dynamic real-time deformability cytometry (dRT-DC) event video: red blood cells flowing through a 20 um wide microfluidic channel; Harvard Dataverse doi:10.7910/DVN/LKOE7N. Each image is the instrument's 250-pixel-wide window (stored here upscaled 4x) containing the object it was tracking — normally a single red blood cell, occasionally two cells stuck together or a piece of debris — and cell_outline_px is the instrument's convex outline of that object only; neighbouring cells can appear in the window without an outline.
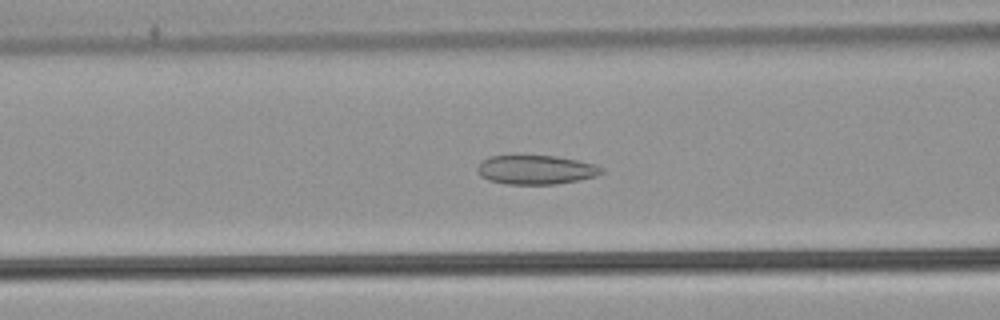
{"species": "common noctule bat (a hibernating species)", "species_latin": "Nyctalus noctula", "temperature_condition": "warm", "stored_images_in_passage": 55, "camera_frame_rate_fps": 3000, "um_per_image_px": 0.085, "animal": {"sex": "male", "body_mass_g": 21.5, "forearm_length_mm": 52.0}, "frame": {"image": 1, "passage_image": 23, "time_ms": 7.333, "image_size_px": [1000, 320], "cell_outline_px": [[604, 172], [596, 176], [580, 180], [556, 184], [508, 184], [488, 180], [480, 176], [476, 168], [488, 156], [556, 156], [596, 164], [604, 168]], "centroid_in_image_um": [45.58, 14.43], "position_along_channel_um": 121.0, "area_um2": 21.04}}
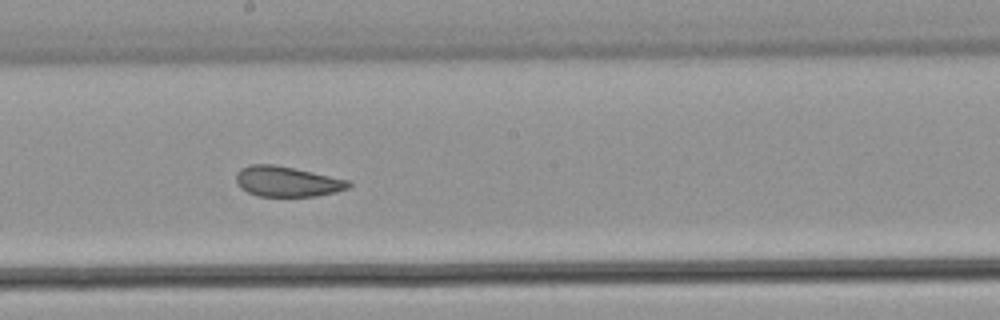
{"frame": {"image": 2, "passage_image": 31, "time_ms": 10.0, "image_size_px": [1000, 320], "cell_outline_px": [[352, 184], [348, 188], [336, 192], [316, 196], [256, 196], [240, 188], [236, 184], [236, 172], [240, 168], [248, 164], [272, 164], [352, 180]], "centroid_in_image_um": [24.39, 15.43], "position_along_channel_um": 223.8, "area_um2": 20.06}}
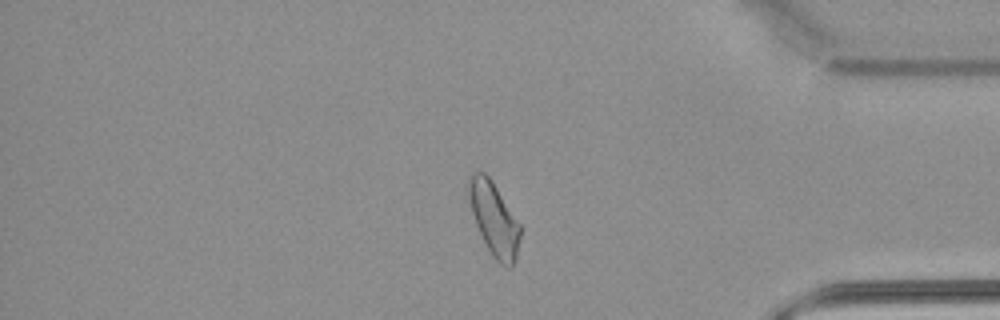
{"frame": {"image": 3, "passage_image": 46, "time_ms": 15.0, "image_size_px": [1000, 320], "cell_outline_px": [[520, 236], [516, 260], [512, 268], [508, 268], [500, 264], [492, 256], [476, 224], [472, 212], [468, 196], [468, 180], [472, 172], [484, 172], [488, 176], [520, 224]], "centroid_in_image_um": [42.0, 18.65], "position_along_channel_um": 393.2, "area_um2": 21.62}}